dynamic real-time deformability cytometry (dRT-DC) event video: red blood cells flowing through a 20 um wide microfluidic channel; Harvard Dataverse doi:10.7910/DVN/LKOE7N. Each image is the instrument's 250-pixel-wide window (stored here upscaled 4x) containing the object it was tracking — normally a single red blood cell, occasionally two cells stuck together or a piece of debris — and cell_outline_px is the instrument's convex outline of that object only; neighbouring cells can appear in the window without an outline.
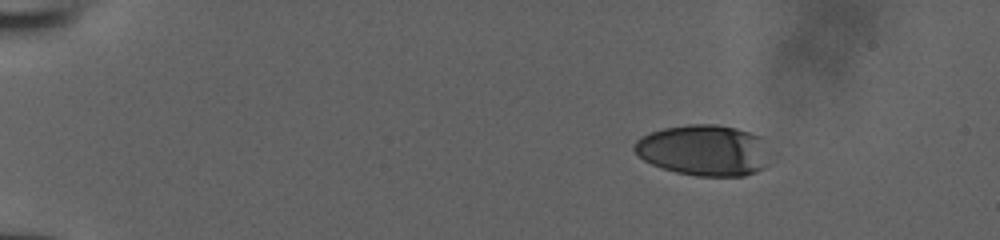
{"species": "human", "species_latin": "Homo sapiens", "temperature_condition": "room temperature", "stored_images_in_passage": 45, "camera_frame_rate_fps": 3000, "um_per_image_px": 0.085, "donor": {"sex": "male"}, "frame": {"image": 1, "passage_image": 1, "time_ms": 0.0, "image_size_px": [1000, 240], "cell_outline_px": [[764, 168], [756, 172], [744, 176], [696, 176], [676, 172], [652, 164], [644, 160], [632, 148], [636, 140], [640, 136], [664, 128], [688, 124], [716, 124], [736, 128], [760, 136], [764, 164]], "centroid_in_image_um": [59.73, 12.77], "position_along_channel_um": 25.3, "area_um2": 39.54}}
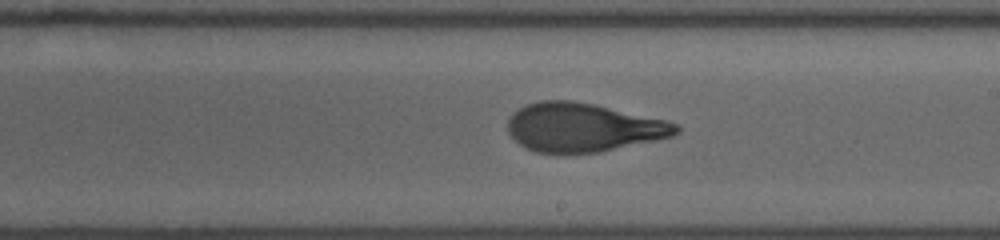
{"frame": {"image": 2, "passage_image": 25, "time_ms": 8.0, "image_size_px": [1000, 240], "cell_outline_px": [[680, 132], [672, 136], [656, 140], [600, 152], [536, 152], [524, 148], [508, 132], [508, 120], [512, 112], [528, 104], [540, 100], [572, 100], [592, 104], [668, 120], [676, 124], [680, 128]], "centroid_in_image_um": [49.57, 10.82], "position_along_channel_um": 239.4, "area_um2": 47.51}}
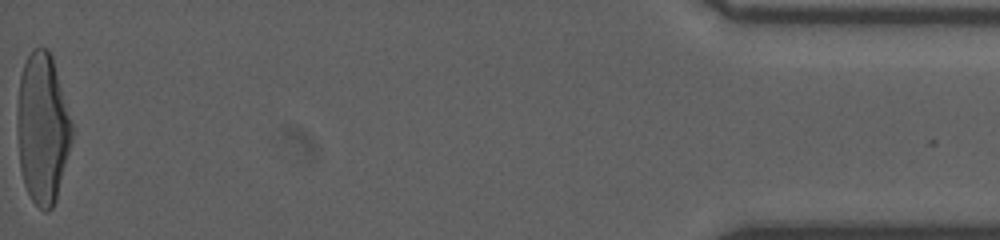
{"frame": {"image": 3, "passage_image": 45, "time_ms": 14.667, "image_size_px": [1000, 240], "cell_outline_px": [[72, 140], [56, 200], [52, 208], [48, 212], [44, 212], [32, 200], [24, 184], [20, 168], [16, 128], [16, 120], [20, 76], [24, 64], [32, 48], [48, 48], [52, 56], [72, 124]], "centroid_in_image_um": [3.6, 10.93], "position_along_channel_um": 431.6, "area_um2": 47.92}}